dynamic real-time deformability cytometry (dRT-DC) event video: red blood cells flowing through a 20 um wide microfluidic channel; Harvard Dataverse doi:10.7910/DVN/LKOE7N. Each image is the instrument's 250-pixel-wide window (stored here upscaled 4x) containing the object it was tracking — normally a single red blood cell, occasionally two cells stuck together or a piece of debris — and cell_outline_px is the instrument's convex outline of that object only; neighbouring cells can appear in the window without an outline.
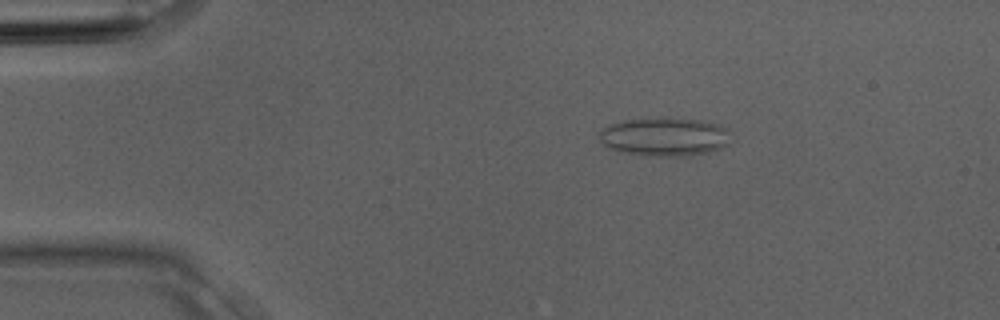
{"species": "Egyptian fruit bat (a non-hibernating species)", "species_latin": "Rousettus aegyptiacus", "temperature_condition": "room temperature", "stored_images_in_passage": 3, "camera_frame_rate_fps": 3000, "um_per_image_px": 0.085, "animal": {"sex": "male"}, "frame": {"image": 1, "passage_image": 2, "time_ms": 0.333, "image_size_px": [1000, 320], "cell_outline_px": [[732, 132], [728, 144], [720, 148], [708, 152], [684, 156], [640, 156], [616, 152], [604, 144], [600, 140], [600, 132], [608, 124], [624, 120], [660, 116], [668, 116], [708, 120]], "centroid_in_image_um": [56.49, 11.6], "position_along_channel_um": 28.5, "area_um2": 30.52}}